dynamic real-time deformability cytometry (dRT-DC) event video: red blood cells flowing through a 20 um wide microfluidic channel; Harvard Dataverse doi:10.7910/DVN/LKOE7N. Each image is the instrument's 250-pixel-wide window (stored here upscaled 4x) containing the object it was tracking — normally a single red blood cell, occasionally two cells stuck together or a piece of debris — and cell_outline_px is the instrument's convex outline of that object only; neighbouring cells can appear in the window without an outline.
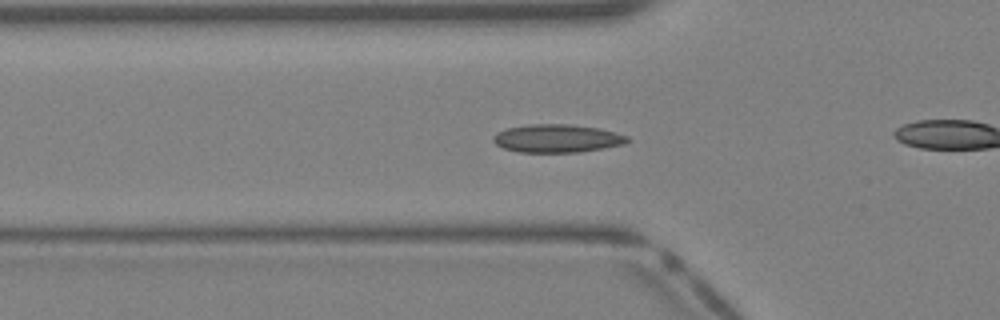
{"species": "Egyptian fruit bat (a non-hibernating species)", "species_latin": "Rousettus aegyptiacus", "temperature_condition": "warm", "stored_images_in_passage": 31, "camera_frame_rate_fps": 3000, "um_per_image_px": 0.085, "animal": {"sex": "female"}, "frame": {"image": 1, "passage_image": 4, "time_ms": 1.0, "image_size_px": [1000, 320], "cell_outline_px": [[632, 140], [624, 144], [604, 148], [580, 152], [520, 152], [504, 148], [496, 144], [492, 140], [492, 136], [496, 132], [508, 128], [528, 124], [568, 124], [600, 128], [616, 132], [628, 136]], "centroid_in_image_um": [47.38, 11.76], "position_along_channel_um": 78.4, "area_um2": 22.14}}
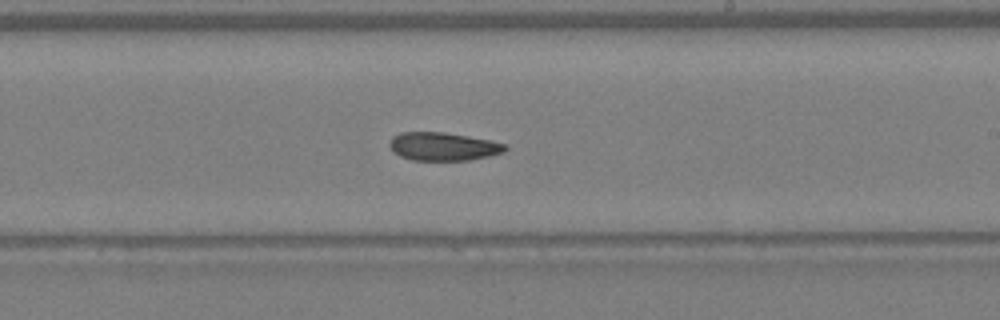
{"frame": {"image": 2, "passage_image": 14, "time_ms": 4.333, "image_size_px": [1000, 320], "cell_outline_px": [[508, 148], [504, 152], [488, 156], [468, 160], [412, 160], [400, 156], [392, 152], [388, 144], [388, 140], [392, 136], [400, 132], [444, 132], [492, 140], [508, 144]], "centroid_in_image_um": [37.65, 12.44], "position_along_channel_um": 251.3, "area_um2": 19.31}}
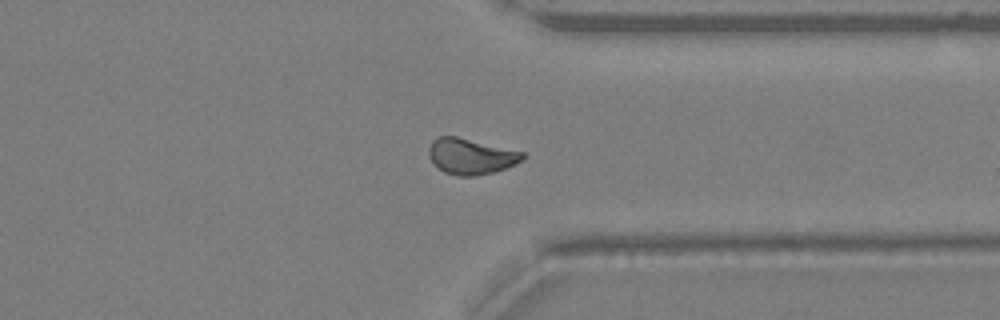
{"frame": {"image": 3, "passage_image": 21, "time_ms": 6.667, "image_size_px": [1000, 320], "cell_outline_px": [[524, 156], [516, 164], [492, 172], [472, 176], [460, 176], [444, 172], [428, 156], [428, 148], [432, 140], [436, 136], [456, 136], [524, 152]], "centroid_in_image_um": [39.99, 13.27], "position_along_channel_um": 371.4, "area_um2": 19.31}}